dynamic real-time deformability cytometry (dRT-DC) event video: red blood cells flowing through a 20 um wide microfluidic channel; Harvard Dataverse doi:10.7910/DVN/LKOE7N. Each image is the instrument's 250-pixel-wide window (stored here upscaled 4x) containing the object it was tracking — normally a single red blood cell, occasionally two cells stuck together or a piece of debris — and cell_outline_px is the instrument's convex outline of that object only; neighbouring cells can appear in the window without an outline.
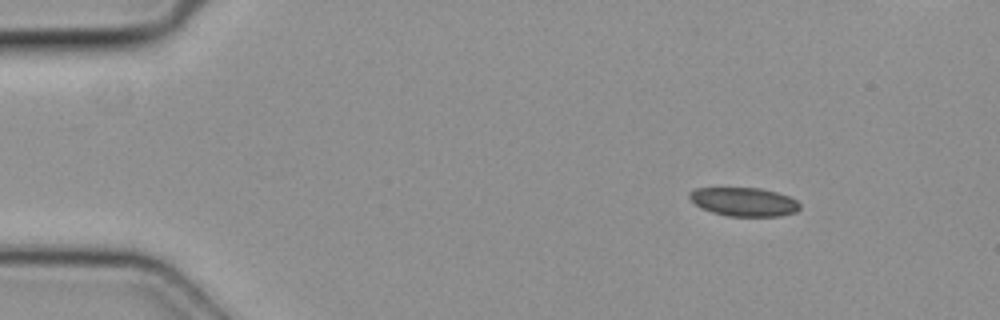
{"species": "common noctule bat (a hibernating species)", "species_latin": "Nyctalus noctula", "temperature_condition": "cold", "stored_images_in_passage": 8, "camera_frame_rate_fps": 3000, "um_per_image_px": 0.085, "animal": {"sex": "female", "body_mass_g": 19.3, "forearm_length_mm": 54.1}, "frame": {"image": 1, "passage_image": 1, "time_ms": 0.0, "image_size_px": [1000, 320], "cell_outline_px": [[800, 208], [796, 212], [780, 216], [728, 216], [712, 212], [700, 208], [688, 196], [688, 192], [696, 188], [760, 188], [776, 192], [788, 196], [796, 200], [800, 204]], "centroid_in_image_um": [63.23, 17.15], "position_along_channel_um": 21.8, "area_um2": 18.44}}